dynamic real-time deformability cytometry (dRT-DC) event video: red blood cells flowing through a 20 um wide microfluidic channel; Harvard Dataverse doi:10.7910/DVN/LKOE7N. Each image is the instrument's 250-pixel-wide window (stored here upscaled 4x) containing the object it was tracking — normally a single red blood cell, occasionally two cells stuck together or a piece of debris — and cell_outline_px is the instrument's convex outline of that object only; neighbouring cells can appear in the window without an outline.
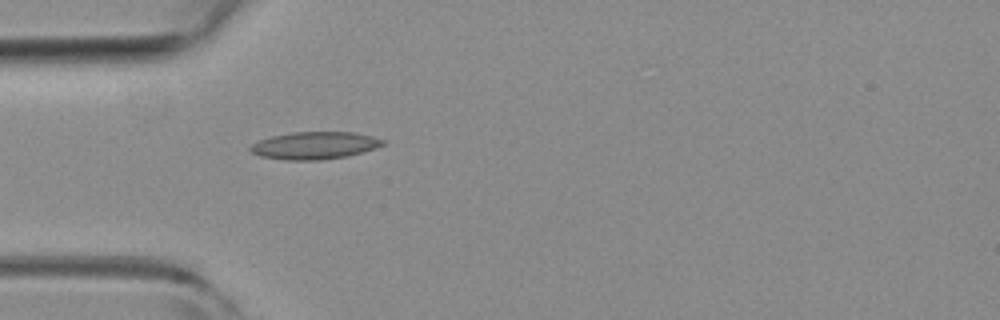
{"species": "common noctule bat (a hibernating species)", "species_latin": "Nyctalus noctula", "temperature_condition": "room temperature", "stored_images_in_passage": 1, "camera_frame_rate_fps": 3000, "um_per_image_px": 0.085, "animal": {"sex": "female", "body_mass_g": 19.3, "forearm_length_mm": 54.1}, "frame": {"image": 1, "passage_image": 1, "time_ms": 0.0, "image_size_px": [1000, 320], "cell_outline_px": [[384, 144], [376, 148], [348, 156], [320, 160], [284, 160], [260, 156], [252, 152], [248, 148], [252, 144], [260, 140], [272, 136], [292, 132], [356, 132], [372, 136], [384, 140]], "centroid_in_image_um": [26.75, 12.36], "position_along_channel_um": 58.3, "area_um2": 21.15}}